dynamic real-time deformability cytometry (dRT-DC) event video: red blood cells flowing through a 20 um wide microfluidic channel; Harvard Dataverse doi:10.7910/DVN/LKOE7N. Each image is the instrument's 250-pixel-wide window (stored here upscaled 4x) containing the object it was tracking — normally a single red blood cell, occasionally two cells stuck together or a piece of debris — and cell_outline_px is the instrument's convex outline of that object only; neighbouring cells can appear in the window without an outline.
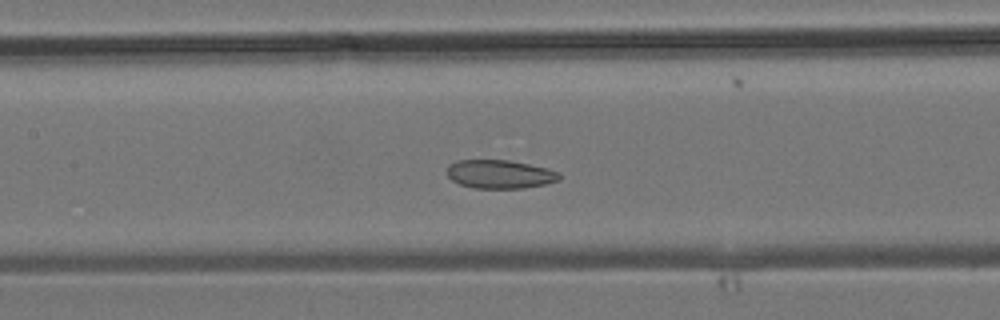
{"species": "common noctule bat (a hibernating species)", "species_latin": "Nyctalus noctula", "temperature_condition": "room temperature", "stored_images_in_passage": 35, "camera_frame_rate_fps": 3000, "um_per_image_px": 0.085, "animal": {"sex": "male", "body_mass_g": 19.2, "forearm_length_mm": 51.8}, "frame": {"image": 1, "passage_image": 12, "time_ms": 3.667, "image_size_px": [1000, 320], "cell_outline_px": [[560, 176], [556, 180], [544, 184], [524, 188], [476, 188], [460, 184], [452, 180], [448, 176], [448, 164], [456, 160], [508, 160], [548, 168], [560, 172]], "centroid_in_image_um": [42.47, 14.8], "position_along_channel_um": 164.9, "area_um2": 18.55}}
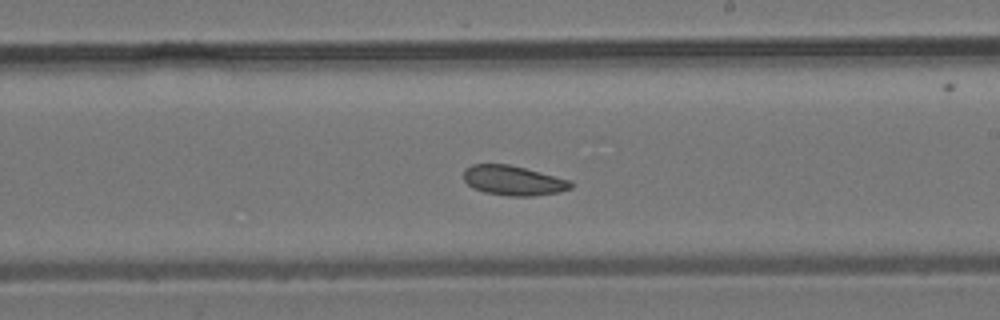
{"frame": {"image": 2, "passage_image": 17, "time_ms": 5.333, "image_size_px": [1000, 320], "cell_outline_px": [[572, 188], [560, 192], [532, 196], [508, 196], [484, 192], [472, 188], [464, 180], [464, 168], [472, 164], [508, 164], [572, 180]], "centroid_in_image_um": [43.63, 15.35], "position_along_channel_um": 245.4, "area_um2": 18.67}}
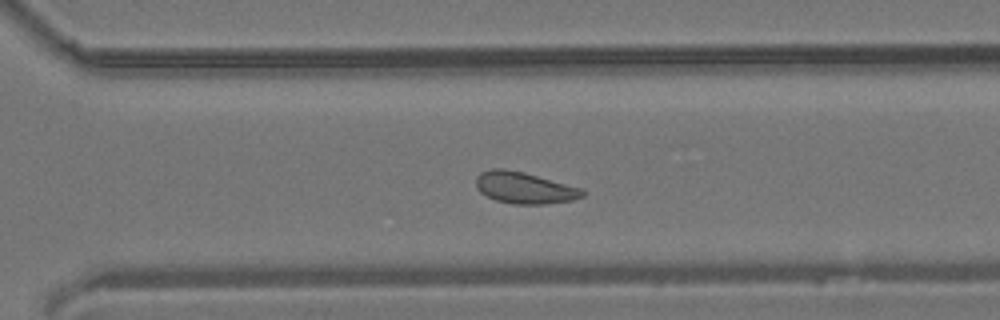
{"frame": {"image": 3, "passage_image": 22, "time_ms": 7.0, "image_size_px": [1000, 320], "cell_outline_px": [[588, 192], [584, 196], [572, 200], [544, 204], [512, 204], [496, 200], [480, 192], [476, 188], [476, 176], [480, 172], [492, 168], [504, 168], [524, 172], [584, 188]], "centroid_in_image_um": [44.61, 15.95], "position_along_channel_um": 326.0, "area_um2": 19.88}}